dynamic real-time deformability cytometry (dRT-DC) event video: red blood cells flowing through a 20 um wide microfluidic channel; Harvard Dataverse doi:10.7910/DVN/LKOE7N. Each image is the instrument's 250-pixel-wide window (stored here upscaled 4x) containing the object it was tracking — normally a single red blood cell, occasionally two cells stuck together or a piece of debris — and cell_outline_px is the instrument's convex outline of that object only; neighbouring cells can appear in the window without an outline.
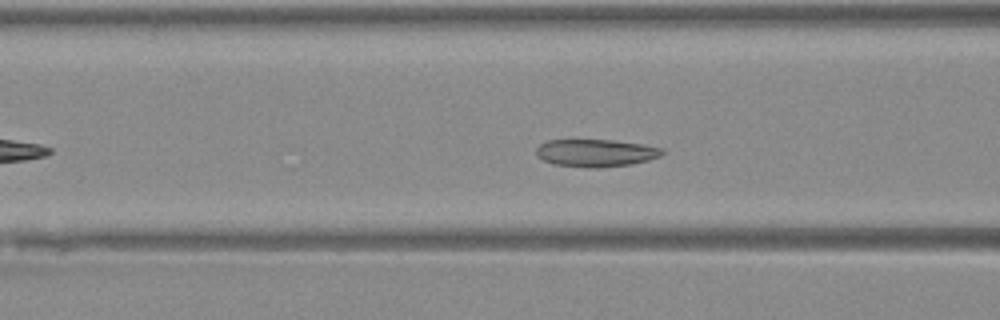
{"species": "Egyptian fruit bat (a non-hibernating species)", "species_latin": "Rousettus aegyptiacus", "temperature_condition": "warm", "stored_images_in_passage": 20, "camera_frame_rate_fps": 3000, "um_per_image_px": 0.085, "animal": {"sex": "female"}, "frame": {"image": 1, "passage_image": 9, "time_ms": 2.667, "image_size_px": [1000, 320], "cell_outline_px": [[664, 152], [660, 156], [648, 160], [632, 164], [600, 168], [588, 168], [552, 164], [536, 156], [536, 148], [540, 144], [548, 140], [612, 140], [640, 144], [664, 148]], "centroid_in_image_um": [50.63, 13.01], "position_along_channel_um": 116.0, "area_um2": 20.29}}
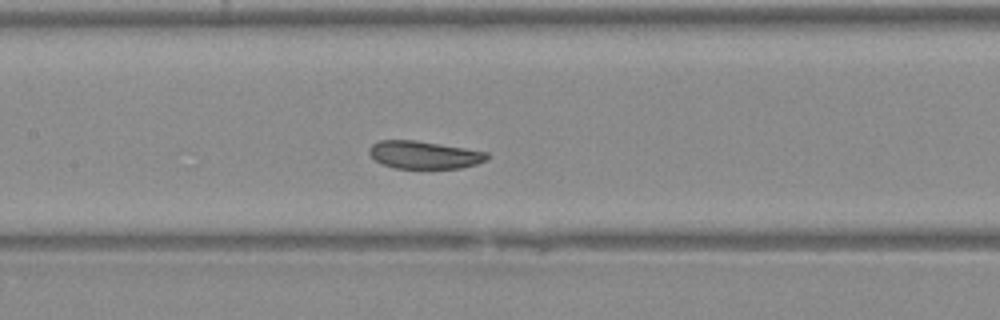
{"frame": {"image": 2, "passage_image": 13, "time_ms": 4.0, "image_size_px": [1000, 320], "cell_outline_px": [[488, 156], [484, 160], [476, 164], [460, 168], [396, 168], [380, 164], [368, 152], [368, 148], [372, 144], [380, 140], [416, 140], [488, 152]], "centroid_in_image_um": [36.01, 13.16], "position_along_channel_um": 171.4, "area_um2": 18.9}}